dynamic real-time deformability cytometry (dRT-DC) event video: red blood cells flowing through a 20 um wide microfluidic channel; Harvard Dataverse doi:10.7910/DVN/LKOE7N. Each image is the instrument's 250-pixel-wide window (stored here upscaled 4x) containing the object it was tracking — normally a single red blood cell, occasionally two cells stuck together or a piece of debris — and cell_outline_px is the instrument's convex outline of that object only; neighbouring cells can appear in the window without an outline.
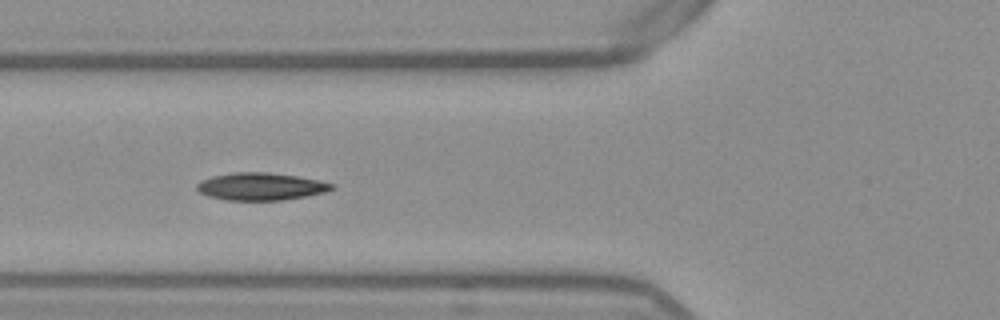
{"species": "Egyptian fruit bat (a non-hibernating species)", "species_latin": "Rousettus aegyptiacus", "temperature_condition": "warm", "stored_images_in_passage": 39, "camera_frame_rate_fps": 3000, "um_per_image_px": 0.085, "frame": {"image": 1, "passage_image": 6, "time_ms": 1.667, "image_size_px": [1000, 320], "cell_outline_px": [[336, 188], [324, 192], [308, 196], [284, 200], [228, 200], [208, 196], [200, 192], [196, 188], [196, 184], [200, 180], [212, 176], [232, 172], [268, 172], [296, 176], [320, 180], [336, 184]], "centroid_in_image_um": [22.19, 15.85], "position_along_channel_um": 103.6, "area_um2": 21.79}}
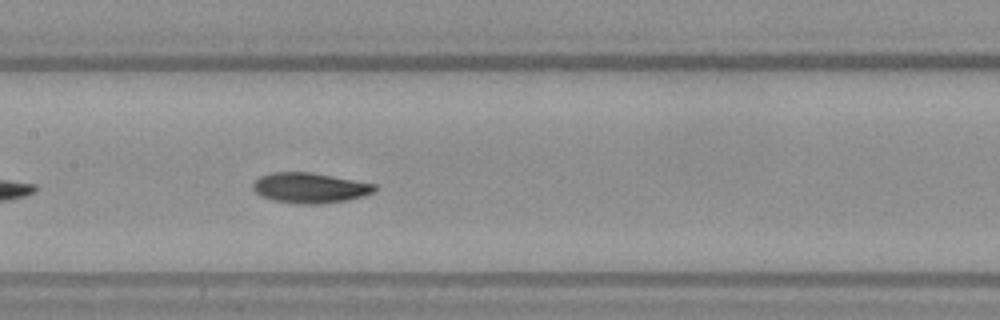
{"frame": {"image": 2, "passage_image": 12, "time_ms": 3.667, "image_size_px": [1000, 320], "cell_outline_px": [[376, 192], [364, 196], [348, 200], [320, 204], [300, 204], [272, 200], [260, 196], [252, 188], [252, 184], [260, 176], [272, 172], [312, 172], [376, 184]], "centroid_in_image_um": [26.35, 15.97], "position_along_channel_um": 181.0, "area_um2": 21.68}}
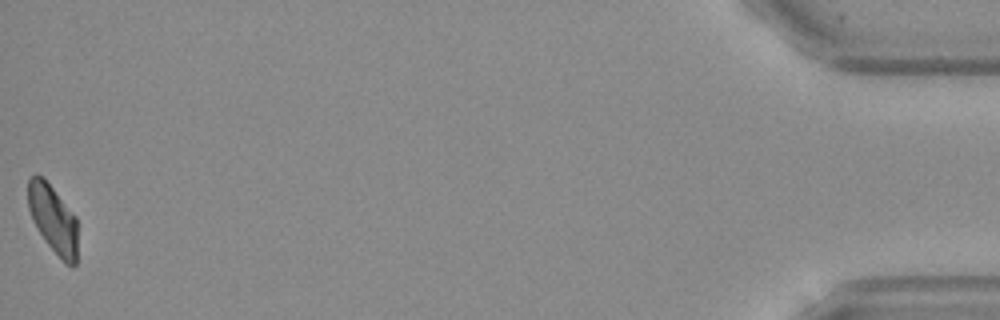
{"frame": {"image": 3, "passage_image": 39, "time_ms": 12.667, "image_size_px": [1000, 320], "cell_outline_px": [[76, 264], [72, 268], [64, 264], [48, 244], [32, 220], [28, 208], [28, 176], [36, 172], [52, 188], [76, 216]], "centroid_in_image_um": [4.49, 18.63], "position_along_channel_um": 430.7, "area_um2": 19.54}, "authors_computed_cell_mechanics": {"area_um2": 21.1548, "velocity_mm_per_s": 3.8546, "shape_relaxation_time_tau1_ms": 4.1384, "shape_relaxation_time_tau2_ms": 6.1308, "deformation_change_tau1": 0.124, "deformation_change_tau2": 0.0826}}